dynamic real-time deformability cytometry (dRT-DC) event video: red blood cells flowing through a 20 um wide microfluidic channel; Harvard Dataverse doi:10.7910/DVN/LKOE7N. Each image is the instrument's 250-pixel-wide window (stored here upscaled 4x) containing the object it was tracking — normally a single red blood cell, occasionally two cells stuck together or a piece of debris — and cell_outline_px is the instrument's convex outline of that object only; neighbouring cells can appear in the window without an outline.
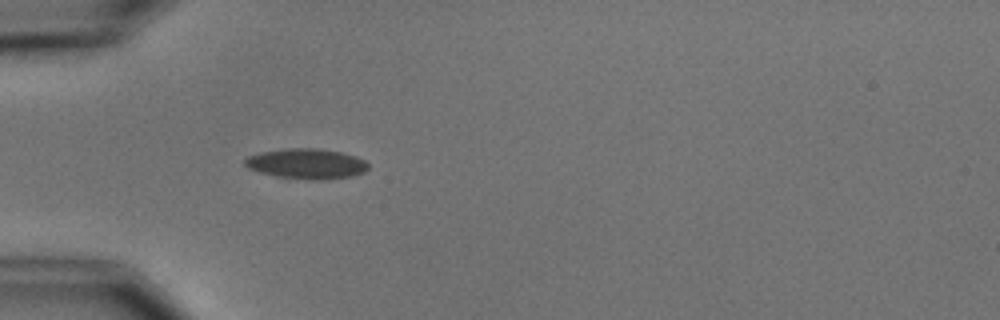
{"species": "common noctule bat (a hibernating species)", "species_latin": "Nyctalus noctula", "temperature_condition": "cold", "stored_images_in_passage": 5, "camera_frame_rate_fps": 3000, "um_per_image_px": 0.085, "animal": {"sex": "male", "body_mass_g": 15.6}, "frame": {"image": 1, "passage_image": 5, "time_ms": 5.0, "image_size_px": [1000, 320], "cell_outline_px": [[368, 168], [364, 172], [352, 176], [320, 180], [276, 176], [260, 172], [248, 168], [244, 164], [244, 160], [248, 156], [260, 152], [284, 148], [316, 148], [340, 152], [356, 156], [364, 160], [368, 164]], "centroid_in_image_um": [26.04, 13.9], "position_along_channel_um": 59.0, "area_um2": 21.62}}